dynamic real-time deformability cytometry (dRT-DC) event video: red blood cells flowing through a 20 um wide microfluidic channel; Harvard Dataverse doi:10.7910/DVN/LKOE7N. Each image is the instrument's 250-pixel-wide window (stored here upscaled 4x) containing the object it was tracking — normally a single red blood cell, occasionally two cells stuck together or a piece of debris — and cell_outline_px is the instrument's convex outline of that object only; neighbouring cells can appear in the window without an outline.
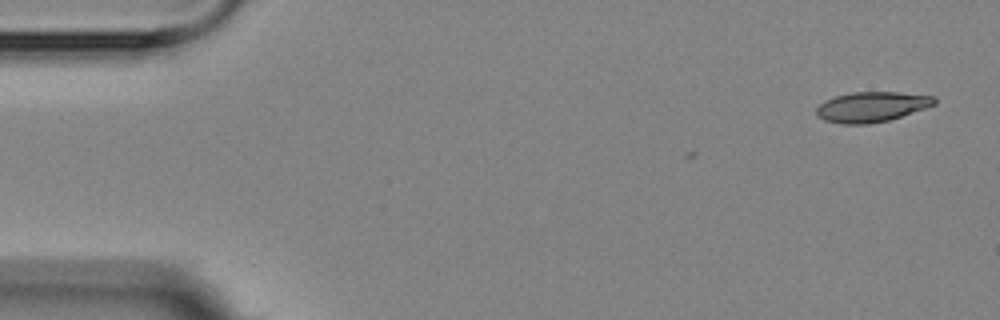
{"species": "Egyptian fruit bat (a non-hibernating species)", "species_latin": "Rousettus aegyptiacus", "temperature_condition": "room temperature", "stored_images_in_passage": 4, "camera_frame_rate_fps": 3000, "um_per_image_px": 0.085, "animal": {"sex": "female"}, "frame": {"image": 1, "passage_image": 1, "time_ms": 0.0, "image_size_px": [1000, 320], "cell_outline_px": [[936, 104], [888, 120], [868, 124], [840, 124], [824, 120], [816, 116], [816, 108], [820, 104], [836, 96], [852, 92], [896, 92], [936, 96]], "centroid_in_image_um": [74.08, 9.08], "position_along_channel_um": 10.9, "area_um2": 20.58}}
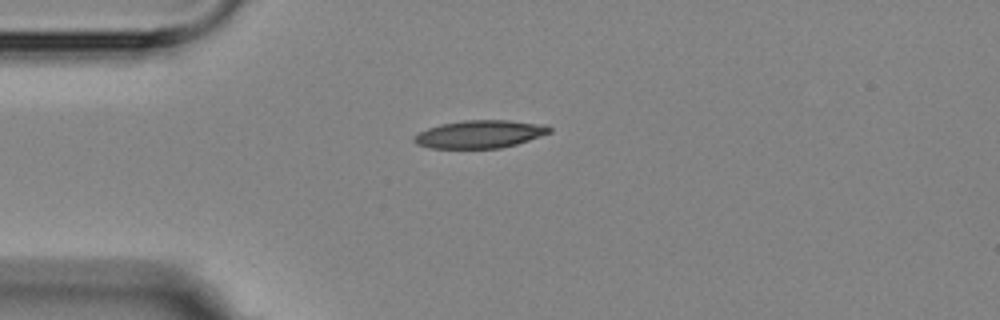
{"frame": {"image": 2, "passage_image": 4, "time_ms": 3.667, "image_size_px": [1000, 320], "cell_outline_px": [[552, 132], [516, 144], [500, 148], [428, 148], [416, 144], [412, 140], [412, 136], [428, 128], [440, 124], [464, 120], [508, 120], [536, 124], [552, 128]], "centroid_in_image_um": [40.71, 11.41], "position_along_channel_um": 44.3, "area_um2": 21.79}}